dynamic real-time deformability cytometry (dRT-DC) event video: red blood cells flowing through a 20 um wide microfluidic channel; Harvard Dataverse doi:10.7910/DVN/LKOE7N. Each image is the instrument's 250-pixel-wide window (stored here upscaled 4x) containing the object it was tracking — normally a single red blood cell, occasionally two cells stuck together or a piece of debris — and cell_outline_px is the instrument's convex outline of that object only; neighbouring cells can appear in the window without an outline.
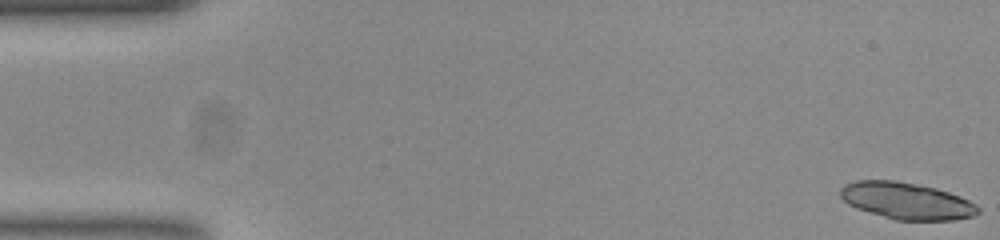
{"species": "common noctule bat (a hibernating species)", "species_latin": "Nyctalus noctula", "temperature_condition": "room temperature", "stored_images_in_passage": 53, "camera_frame_rate_fps": 3000, "um_per_image_px": 0.085, "animal": {"sex": "female", "body_mass_g": 23.0, "forearm_length_mm": 53.4}, "frame": {"image": 1, "passage_image": 1, "time_ms": 0.0, "image_size_px": [1000, 240], "cell_outline_px": [[980, 212], [972, 216], [956, 220], [896, 220], [856, 208], [848, 204], [840, 196], [840, 188], [844, 184], [856, 180], [896, 180], [920, 184], [936, 188], [960, 196], [976, 204], [980, 208]], "centroid_in_image_um": [77.06, 17.06], "position_along_channel_um": 7.9, "area_um2": 29.65}}
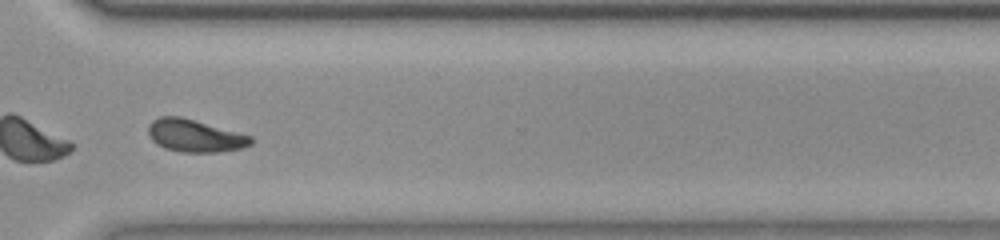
{"frame": {"image": 2, "passage_image": 40, "time_ms": 13.0, "image_size_px": [1000, 240], "cell_outline_px": [[252, 144], [244, 148], [216, 152], [184, 152], [164, 148], [156, 144], [152, 140], [148, 132], [148, 124], [152, 120], [160, 116], [180, 116], [252, 136]], "centroid_in_image_um": [16.55, 11.54], "position_along_channel_um": 354.1, "area_um2": 19.42}, "authors_computed_cell_mechanics": {"area_um2": 19.4208, "velocity_mm_per_s": 3.7806, "shape_relaxation_time_tau1_ms": 3.6498, "shape_relaxation_time_tau2_ms": 3.4823, "deformation_change_tau1": 0.1493, "deformation_change_tau2": 0.1015}}